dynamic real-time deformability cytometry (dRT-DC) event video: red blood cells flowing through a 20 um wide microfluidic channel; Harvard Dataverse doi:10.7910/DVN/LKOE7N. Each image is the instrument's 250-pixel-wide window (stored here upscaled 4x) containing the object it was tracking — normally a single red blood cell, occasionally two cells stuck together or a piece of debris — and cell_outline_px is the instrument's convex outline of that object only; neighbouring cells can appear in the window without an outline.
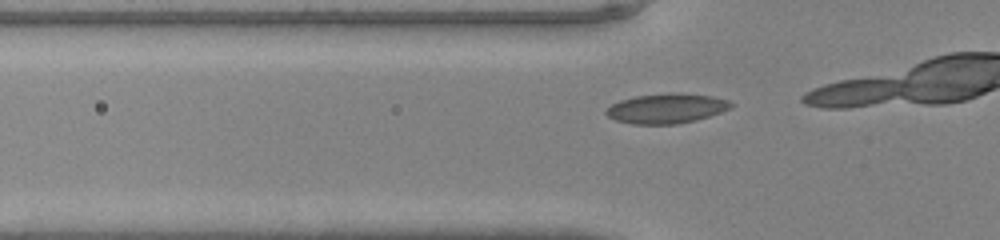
{"species": "common noctule bat (a hibernating species)", "species_latin": "Nyctalus noctula", "temperature_condition": "warm", "stored_images_in_passage": 9, "camera_frame_rate_fps": 3000, "um_per_image_px": 0.085, "animal": {"sex": "male", "body_mass_g": 20.0, "forearm_length_mm": 53.3}, "frame": {"image": 1, "passage_image": 7, "time_ms": 2.0, "image_size_px": [1000, 240], "cell_outline_px": [[736, 104], [732, 108], [696, 120], [676, 124], [632, 124], [616, 120], [608, 116], [604, 112], [612, 104], [620, 100], [636, 96], [676, 92], [712, 96], [728, 100]], "centroid_in_image_um": [56.68, 9.21], "position_along_channel_um": 69.1, "area_um2": 21.68}}